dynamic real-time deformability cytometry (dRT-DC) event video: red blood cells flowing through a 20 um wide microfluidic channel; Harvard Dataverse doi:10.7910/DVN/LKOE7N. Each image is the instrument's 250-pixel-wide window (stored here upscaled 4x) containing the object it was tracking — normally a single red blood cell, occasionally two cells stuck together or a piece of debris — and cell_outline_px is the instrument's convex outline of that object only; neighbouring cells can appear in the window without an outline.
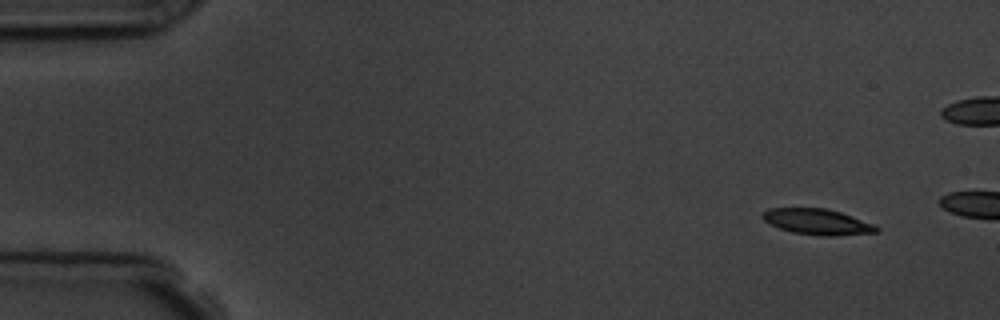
{"species": "common noctule bat (a hibernating species)", "species_latin": "Nyctalus noctula", "temperature_condition": "room temperature", "stored_images_in_passage": 3, "camera_frame_rate_fps": 3000, "um_per_image_px": 0.085, "animal": {"sex": "male", "body_mass_g": 19.5, "forearm_length_mm": 54.6}, "frame": {"image": 1, "passage_image": 1, "time_ms": 0.0, "image_size_px": [1000, 320], "cell_outline_px": [[880, 232], [832, 236], [820, 236], [792, 232], [780, 228], [764, 220], [760, 216], [768, 208], [824, 208], [840, 212], [876, 224], [880, 228]], "centroid_in_image_um": [69.52, 18.86], "position_along_channel_um": 15.5, "area_um2": 17.17}}